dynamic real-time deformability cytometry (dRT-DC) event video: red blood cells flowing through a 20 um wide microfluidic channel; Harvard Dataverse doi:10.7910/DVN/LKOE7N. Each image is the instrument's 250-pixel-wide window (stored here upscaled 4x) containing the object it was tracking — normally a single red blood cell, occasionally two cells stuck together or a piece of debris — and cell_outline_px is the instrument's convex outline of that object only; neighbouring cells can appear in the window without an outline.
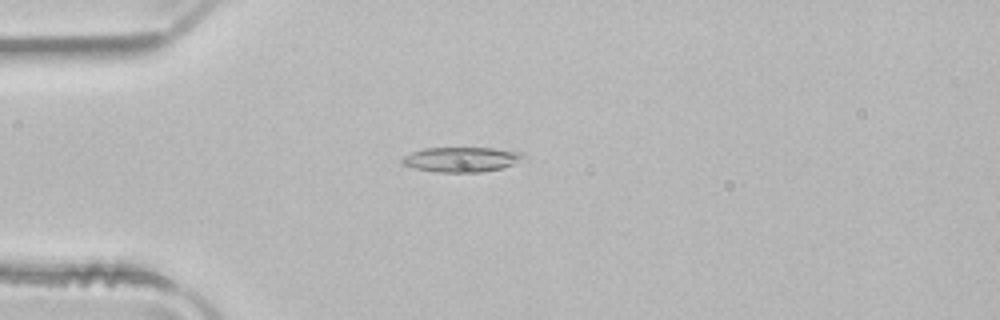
{"species": "common noctule bat (a hibernating species)", "species_latin": "Nyctalus noctula", "temperature_condition": "room temperature", "stored_images_in_passage": 52, "camera_frame_rate_fps": 3000, "um_per_image_px": 0.085, "animal": {"sex": "male", "body_mass_g": 21.5, "forearm_length_mm": 52.0}, "frame": {"image": 1, "passage_image": 14, "time_ms": 4.333, "image_size_px": [1000, 320], "cell_outline_px": [[528, 156], [512, 164], [500, 168], [480, 172], [436, 172], [416, 168], [404, 164], [400, 160], [404, 156], [412, 152], [424, 148], [492, 148], [524, 152]], "centroid_in_image_um": [39.25, 13.54], "position_along_channel_um": 45.7, "area_um2": 17.46}}
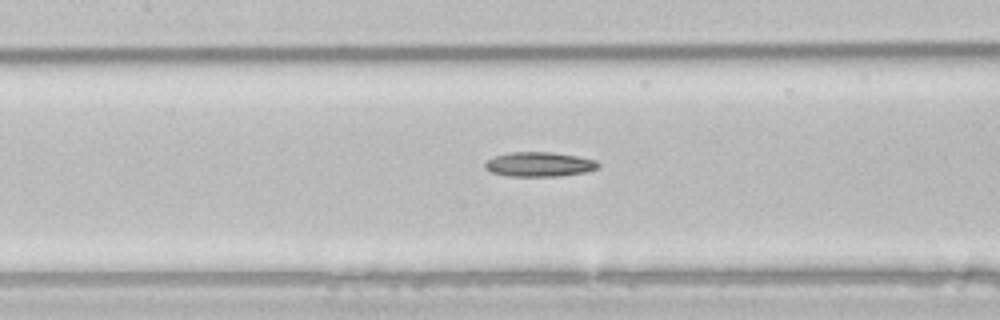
{"frame": {"image": 2, "passage_image": 24, "time_ms": 7.667, "image_size_px": [1000, 320], "cell_outline_px": [[600, 168], [584, 172], [556, 176], [508, 176], [492, 172], [484, 168], [484, 164], [488, 160], [496, 156], [508, 152], [552, 152], [576, 156], [596, 160], [600, 164]], "centroid_in_image_um": [45.85, 13.96], "position_along_channel_um": 161.6, "area_um2": 16.13}}
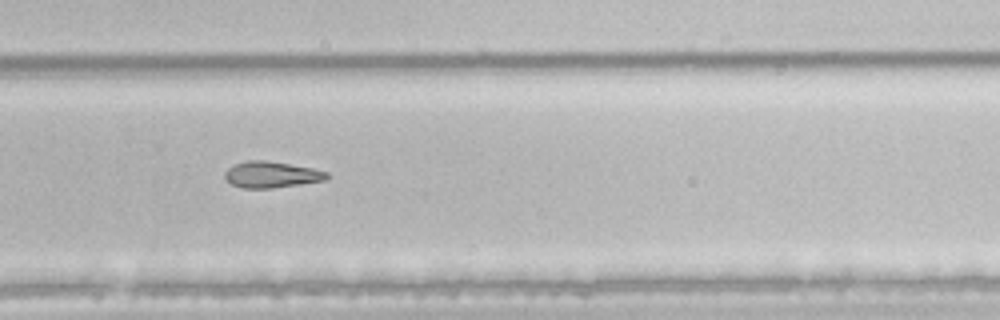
{"frame": {"image": 3, "passage_image": 35, "time_ms": 11.333, "image_size_px": [1000, 320], "cell_outline_px": [[328, 176], [324, 180], [300, 184], [272, 188], [244, 188], [232, 184], [224, 176], [224, 172], [228, 168], [236, 164], [248, 160], [264, 160], [312, 168], [328, 172]], "centroid_in_image_um": [23.06, 14.84], "position_along_channel_um": 306.7, "area_um2": 15.32}}